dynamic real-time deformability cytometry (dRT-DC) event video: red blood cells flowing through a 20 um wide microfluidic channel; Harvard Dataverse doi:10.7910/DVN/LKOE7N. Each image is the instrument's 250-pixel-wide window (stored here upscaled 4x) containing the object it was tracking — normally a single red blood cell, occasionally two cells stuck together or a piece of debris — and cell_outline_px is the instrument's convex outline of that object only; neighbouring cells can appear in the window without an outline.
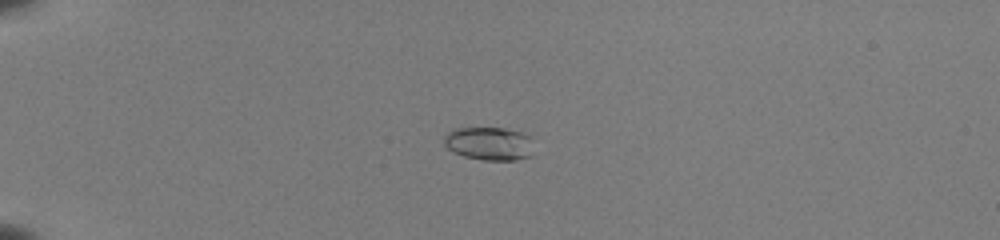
{"species": "common noctule bat (a hibernating species)", "species_latin": "Nyctalus noctula", "temperature_condition": "room temperature", "stored_images_in_passage": 41, "camera_frame_rate_fps": 3000, "um_per_image_px": 0.085, "animal": {"sex": "female", "body_mass_g": 22.0, "forearm_length_mm": 56.7}, "frame": {"image": 1, "passage_image": 3, "time_ms": 0.667, "image_size_px": [1000, 240], "cell_outline_px": [[532, 156], [516, 160], [484, 160], [464, 156], [452, 152], [444, 144], [444, 136], [452, 128], [504, 128], [524, 132], [532, 136]], "centroid_in_image_um": [41.61, 12.2], "position_along_channel_um": 43.4, "area_um2": 17.74}}
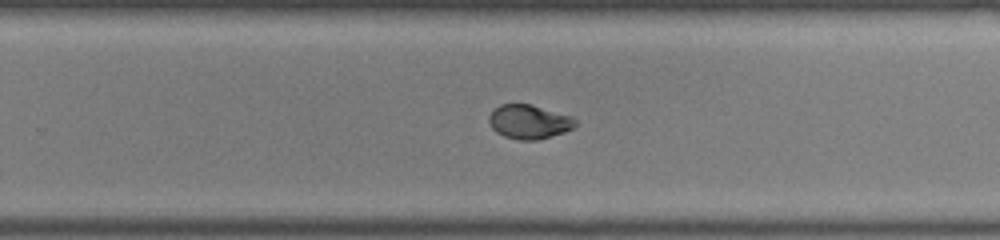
{"frame": {"image": 2, "passage_image": 25, "time_ms": 8.0, "image_size_px": [1000, 240], "cell_outline_px": [[576, 124], [572, 128], [564, 132], [536, 140], [520, 140], [504, 136], [496, 132], [492, 128], [488, 120], [488, 116], [500, 104], [532, 104], [572, 116], [576, 120]], "centroid_in_image_um": [44.96, 10.34], "position_along_channel_um": 284.8, "area_um2": 17.11}}
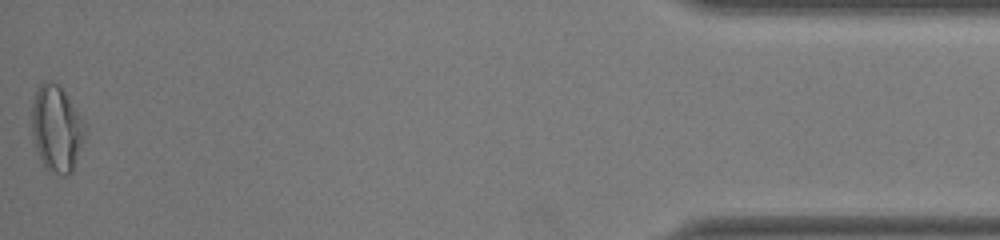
{"frame": {"image": 3, "passage_image": 41, "time_ms": 13.333, "image_size_px": [1000, 240], "cell_outline_px": [[88, 128], [84, 140], [72, 172], [64, 176], [48, 172], [36, 152], [32, 136], [32, 100], [36, 88], [44, 80], [52, 80], [64, 92], [88, 124]], "centroid_in_image_um": [4.82, 10.94], "position_along_channel_um": 430.4, "area_um2": 27.4}, "authors_computed_cell_mechanics": {"area_um2": 17.7446, "velocity_mm_per_s": 3.9972, "shape_relaxation_time_tau1_ms": 6.0791, "shape_relaxation_time_tau2_ms": 1.0113, "deformation_change_tau1": 0.2374, "deformation_change_tau2": 0.0418}}